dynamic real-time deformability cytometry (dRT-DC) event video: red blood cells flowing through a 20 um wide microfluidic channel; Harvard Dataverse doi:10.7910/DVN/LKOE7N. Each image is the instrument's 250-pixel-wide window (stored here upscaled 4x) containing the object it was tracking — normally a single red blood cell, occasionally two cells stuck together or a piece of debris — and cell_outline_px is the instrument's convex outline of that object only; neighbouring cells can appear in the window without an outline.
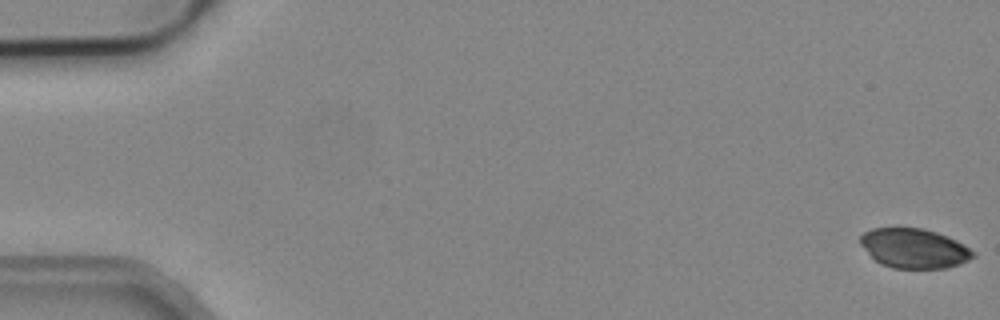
{"species": "common noctule bat (a hibernating species)", "species_latin": "Nyctalus noctula", "temperature_condition": "cold", "stored_images_in_passage": 5, "camera_frame_rate_fps": 3000, "um_per_image_px": 0.085, "animal": {"sex": "male", "body_mass_g": 19.2, "forearm_length_mm": 51.8}, "frame": {"image": 1, "passage_image": 1, "time_ms": 0.0, "image_size_px": [1000, 320], "cell_outline_px": [[976, 256], [960, 264], [948, 268], [892, 268], [880, 264], [860, 244], [860, 236], [864, 232], [872, 228], [920, 228], [936, 232], [948, 236], [964, 244], [976, 252]], "centroid_in_image_um": [77.73, 21.11], "position_along_channel_um": 7.3, "area_um2": 26.07}}
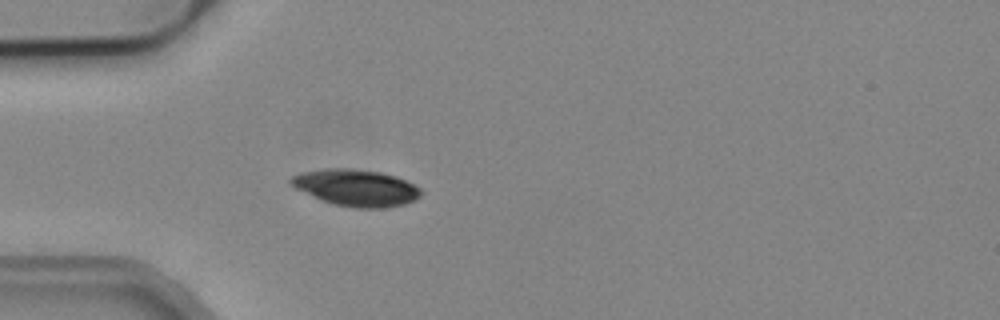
{"frame": {"image": 2, "passage_image": 5, "time_ms": 1.333, "image_size_px": [1000, 320], "cell_outline_px": [[424, 192], [416, 200], [404, 204], [384, 208], [352, 208], [332, 204], [320, 200], [296, 188], [288, 180], [292, 176], [300, 172], [324, 168], [352, 168], [380, 172], [396, 176], [420, 188]], "centroid_in_image_um": [30.26, 15.96], "position_along_channel_um": 54.7, "area_um2": 28.03}}